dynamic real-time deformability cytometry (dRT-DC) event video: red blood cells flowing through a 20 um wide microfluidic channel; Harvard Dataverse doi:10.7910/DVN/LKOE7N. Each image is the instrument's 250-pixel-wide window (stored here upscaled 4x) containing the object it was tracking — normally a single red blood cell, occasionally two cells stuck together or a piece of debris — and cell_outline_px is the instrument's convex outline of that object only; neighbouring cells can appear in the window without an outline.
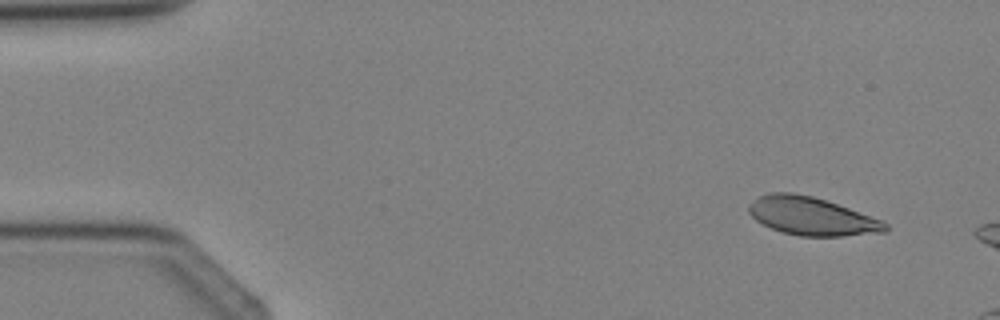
{"species": "Egyptian fruit bat (a non-hibernating species)", "species_latin": "Rousettus aegyptiacus", "temperature_condition": "cold", "stored_images_in_passage": 3, "camera_frame_rate_fps": 3000, "um_per_image_px": 0.085, "animal": {"sex": "female"}, "frame": {"image": 1, "passage_image": 1, "time_ms": 0.0, "image_size_px": [1000, 320], "cell_outline_px": [[888, 232], [840, 236], [800, 236], [784, 232], [772, 228], [756, 220], [748, 212], [748, 204], [760, 196], [768, 192], [792, 192], [812, 196], [848, 208], [880, 220], [888, 224]], "centroid_in_image_um": [68.97, 18.38], "position_along_channel_um": 16.0, "area_um2": 30.0}}